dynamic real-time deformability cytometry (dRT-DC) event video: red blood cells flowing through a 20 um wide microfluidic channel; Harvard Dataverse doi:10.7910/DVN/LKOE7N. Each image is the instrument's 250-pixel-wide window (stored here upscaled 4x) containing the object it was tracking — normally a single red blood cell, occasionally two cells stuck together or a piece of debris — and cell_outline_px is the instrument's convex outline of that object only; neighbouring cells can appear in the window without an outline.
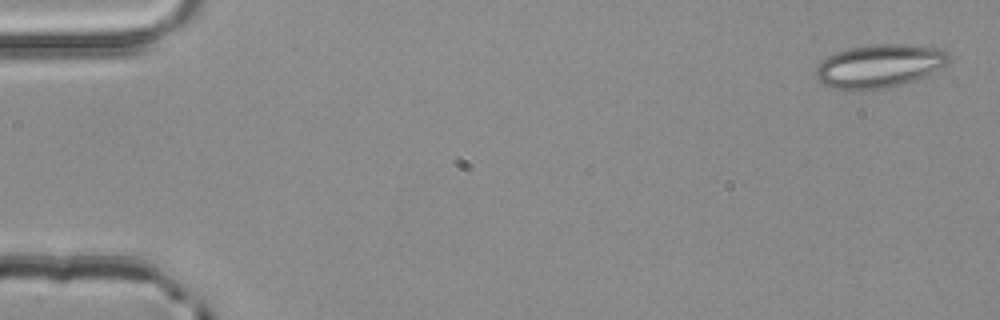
{"species": "common noctule bat (a hibernating species)", "species_latin": "Nyctalus noctula", "temperature_condition": "room temperature", "stored_images_in_passage": 4, "camera_frame_rate_fps": 3000, "um_per_image_px": 0.085, "animal": {"sex": "male", "body_mass_g": 20.4}, "frame": {"image": 1, "passage_image": 1, "time_ms": 0.0, "image_size_px": [1000, 320], "cell_outline_px": [[952, 56], [940, 68], [928, 76], [904, 84], [864, 92], [848, 92], [832, 88], [824, 84], [816, 76], [816, 68], [828, 56], [836, 52], [852, 48], [876, 44], [912, 44], [936, 48], [948, 52]], "centroid_in_image_um": [74.76, 5.65], "position_along_channel_um": 10.2, "area_um2": 33.99}}